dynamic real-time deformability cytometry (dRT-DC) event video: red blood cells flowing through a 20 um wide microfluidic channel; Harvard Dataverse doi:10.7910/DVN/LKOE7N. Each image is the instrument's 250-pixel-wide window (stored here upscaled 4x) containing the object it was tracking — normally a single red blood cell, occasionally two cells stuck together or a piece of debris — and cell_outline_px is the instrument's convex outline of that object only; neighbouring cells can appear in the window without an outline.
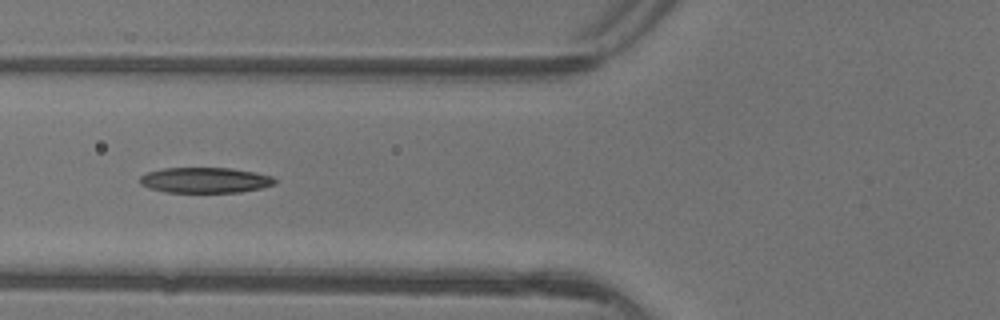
{"species": "common noctule bat (a hibernating species)", "species_latin": "Nyctalus noctula", "temperature_condition": "warm", "stored_images_in_passage": 5, "camera_frame_rate_fps": 3000, "um_per_image_px": 0.085, "animal": {"sex": "female"}, "frame": {"image": 1, "passage_image": 5, "time_ms": 1.333, "image_size_px": [1000, 320], "cell_outline_px": [[276, 184], [260, 188], [240, 192], [164, 192], [148, 188], [140, 184], [140, 176], [148, 172], [164, 168], [228, 168], [256, 172], [272, 176], [276, 180]], "centroid_in_image_um": [17.43, 15.31], "position_along_channel_um": 108.4, "area_um2": 20.06}}